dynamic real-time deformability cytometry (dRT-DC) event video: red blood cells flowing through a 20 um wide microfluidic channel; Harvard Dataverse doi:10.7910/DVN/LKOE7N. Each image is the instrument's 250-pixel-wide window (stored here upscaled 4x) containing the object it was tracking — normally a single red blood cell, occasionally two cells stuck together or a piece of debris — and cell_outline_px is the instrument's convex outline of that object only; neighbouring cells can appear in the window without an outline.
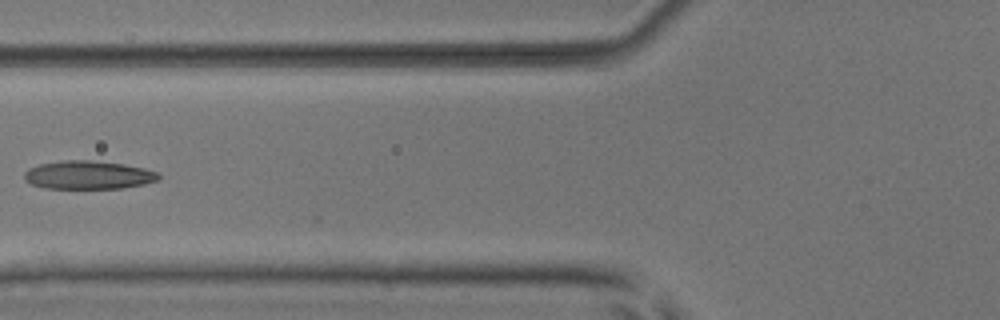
{"species": "common noctule bat (a hibernating species)", "species_latin": "Nyctalus noctula", "temperature_condition": "room temperature", "stored_images_in_passage": 7, "camera_frame_rate_fps": 3000, "um_per_image_px": 0.085, "animal": {"sex": "male", "body_mass_g": 17.9, "forearm_length_mm": 54.2}, "frame": {"image": 1, "passage_image": 7, "time_ms": 2.0, "image_size_px": [1000, 320], "cell_outline_px": [[160, 180], [144, 184], [120, 188], [44, 188], [32, 184], [24, 180], [24, 172], [28, 168], [40, 164], [64, 160], [88, 160], [124, 164], [144, 168], [156, 172], [160, 176]], "centroid_in_image_um": [7.49, 14.87], "position_along_channel_um": 118.3, "area_um2": 22.14}}